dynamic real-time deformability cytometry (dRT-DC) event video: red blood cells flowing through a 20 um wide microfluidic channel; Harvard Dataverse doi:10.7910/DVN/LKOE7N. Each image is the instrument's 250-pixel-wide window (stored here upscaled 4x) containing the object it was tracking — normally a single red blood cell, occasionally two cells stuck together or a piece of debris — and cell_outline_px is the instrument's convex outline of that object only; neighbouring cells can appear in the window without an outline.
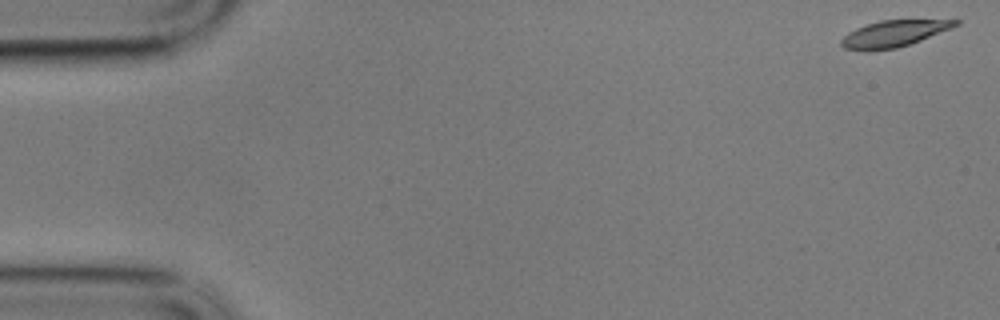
{"species": "common noctule bat (a hibernating species)", "species_latin": "Nyctalus noctula", "temperature_condition": "cold", "stored_images_in_passage": 59, "camera_frame_rate_fps": 3000, "um_per_image_px": 0.085, "animal": {"sex": "male", "body_mass_g": 17.9}, "frame": {"image": 1, "passage_image": 1, "time_ms": 0.0, "image_size_px": [1000, 320], "cell_outline_px": [[960, 24], [952, 28], [920, 40], [896, 48], [868, 52], [844, 48], [840, 44], [840, 40], [848, 32], [856, 28], [880, 20], [960, 20]], "centroid_in_image_um": [75.93, 2.87], "position_along_channel_um": 9.1, "area_um2": 17.57}}
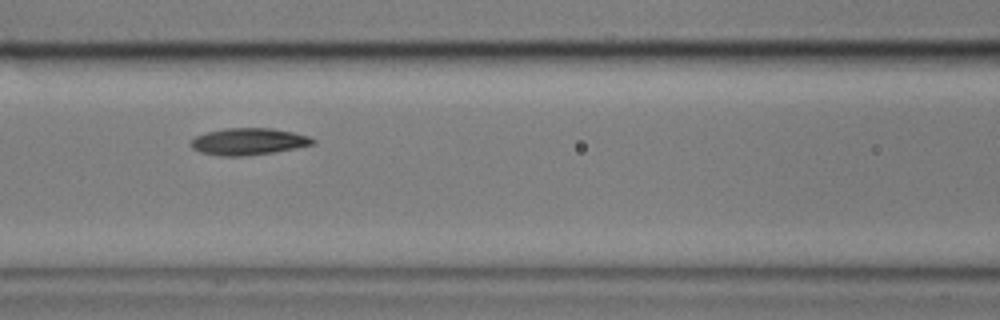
{"frame": {"image": 2, "passage_image": 25, "time_ms": 8.0, "image_size_px": [1000, 320], "cell_outline_px": [[316, 144], [296, 148], [272, 152], [244, 156], [220, 156], [200, 152], [192, 148], [188, 144], [196, 136], [208, 132], [224, 128], [272, 128], [292, 132], [308, 136], [316, 140]], "centroid_in_image_um": [21.11, 12.03], "position_along_channel_um": 145.5, "area_um2": 19.07}}
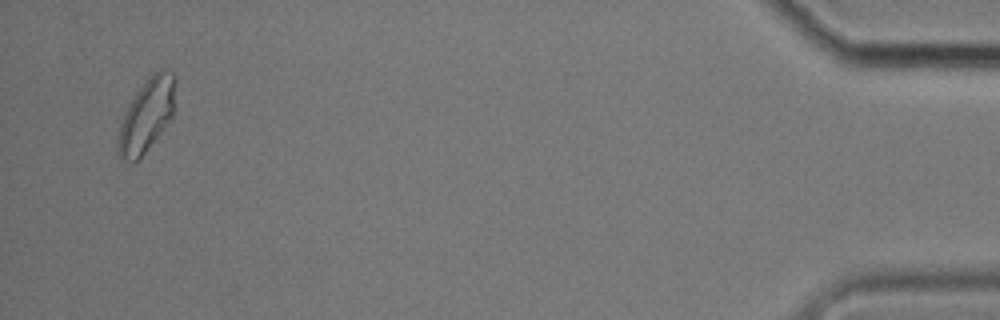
{"frame": {"image": 3, "passage_image": 57, "time_ms": 18.667, "image_size_px": [1000, 320], "cell_outline_px": [[176, 80], [172, 116], [140, 160], [132, 164], [120, 160], [116, 152], [116, 140], [120, 124], [124, 112], [128, 104], [136, 92], [148, 76], [152, 72], [160, 68], [172, 72], [176, 76]], "centroid_in_image_um": [12.42, 9.84], "position_along_channel_um": 422.8, "area_um2": 24.97}, "authors_computed_cell_mechanics": {"area_um2": 19.074, "velocity_mm_per_s": 3.3543, "shape_relaxation_time_tau1_ms": 3.2815, "shape_relaxation_time_tau2_ms": 6.2192, "deformation_change_tau1": 0.115, "deformation_change_tau2": 0.1115}}